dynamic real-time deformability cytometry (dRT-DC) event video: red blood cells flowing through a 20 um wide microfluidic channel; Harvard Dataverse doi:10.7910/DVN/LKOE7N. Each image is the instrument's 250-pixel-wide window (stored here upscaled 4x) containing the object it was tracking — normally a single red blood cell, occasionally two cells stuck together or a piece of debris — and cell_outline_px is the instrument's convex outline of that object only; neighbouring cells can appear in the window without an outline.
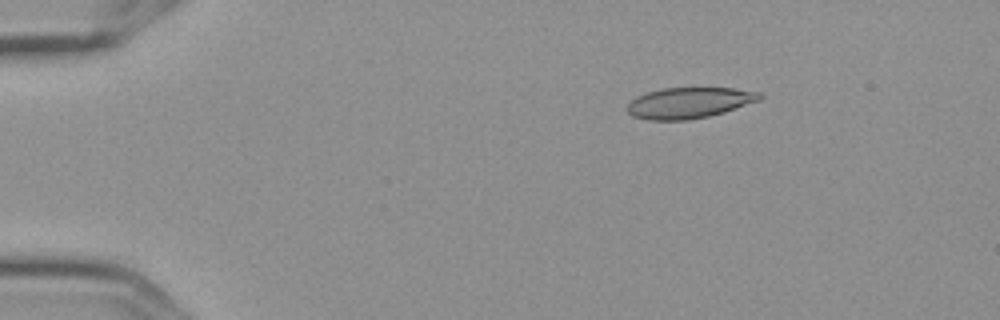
{"species": "Egyptian fruit bat (a non-hibernating species)", "species_latin": "Rousettus aegyptiacus", "temperature_condition": "cold", "stored_images_in_passage": 4, "camera_frame_rate_fps": 3000, "um_per_image_px": 0.085, "frame": {"image": 1, "passage_image": 2, "time_ms": 0.333, "image_size_px": [1000, 320], "cell_outline_px": [[764, 96], [760, 100], [724, 112], [708, 116], [688, 120], [648, 120], [632, 116], [628, 112], [628, 104], [636, 96], [648, 92], [664, 88], [732, 88], [760, 92]], "centroid_in_image_um": [58.59, 8.74], "position_along_channel_um": 26.4, "area_um2": 23.76}}